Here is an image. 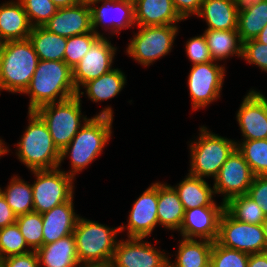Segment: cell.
<instances>
[{"label": "cell", "instance_id": "1", "mask_svg": "<svg viewBox=\"0 0 267 267\" xmlns=\"http://www.w3.org/2000/svg\"><path fill=\"white\" fill-rule=\"evenodd\" d=\"M113 110L110 106L101 110L98 115L89 118L80 128L71 142L60 152L61 162L70 156L72 169L66 172L75 179L77 173L93 162L108 144L112 135Z\"/></svg>", "mask_w": 267, "mask_h": 267}, {"label": "cell", "instance_id": "2", "mask_svg": "<svg viewBox=\"0 0 267 267\" xmlns=\"http://www.w3.org/2000/svg\"><path fill=\"white\" fill-rule=\"evenodd\" d=\"M23 94L30 96L28 111H36L44 105L76 96L72 68L64 61L39 60Z\"/></svg>", "mask_w": 267, "mask_h": 267}, {"label": "cell", "instance_id": "3", "mask_svg": "<svg viewBox=\"0 0 267 267\" xmlns=\"http://www.w3.org/2000/svg\"><path fill=\"white\" fill-rule=\"evenodd\" d=\"M29 124L17 143V153L29 170L54 169L60 165V151L54 145L46 123L35 111H28Z\"/></svg>", "mask_w": 267, "mask_h": 267}, {"label": "cell", "instance_id": "4", "mask_svg": "<svg viewBox=\"0 0 267 267\" xmlns=\"http://www.w3.org/2000/svg\"><path fill=\"white\" fill-rule=\"evenodd\" d=\"M38 62L39 57L29 39L5 42L0 55V91L23 94Z\"/></svg>", "mask_w": 267, "mask_h": 267}, {"label": "cell", "instance_id": "5", "mask_svg": "<svg viewBox=\"0 0 267 267\" xmlns=\"http://www.w3.org/2000/svg\"><path fill=\"white\" fill-rule=\"evenodd\" d=\"M199 131L198 140L189 144L191 152L189 174L202 179L209 176L215 179L222 165L236 149L237 141L218 136L205 126H201Z\"/></svg>", "mask_w": 267, "mask_h": 267}, {"label": "cell", "instance_id": "6", "mask_svg": "<svg viewBox=\"0 0 267 267\" xmlns=\"http://www.w3.org/2000/svg\"><path fill=\"white\" fill-rule=\"evenodd\" d=\"M83 94L84 92L78 91L77 95L70 99L44 105L35 111L46 123L53 143L60 152L88 121L81 112Z\"/></svg>", "mask_w": 267, "mask_h": 267}, {"label": "cell", "instance_id": "7", "mask_svg": "<svg viewBox=\"0 0 267 267\" xmlns=\"http://www.w3.org/2000/svg\"><path fill=\"white\" fill-rule=\"evenodd\" d=\"M117 233L119 227L110 228L79 216L73 232L79 262H111Z\"/></svg>", "mask_w": 267, "mask_h": 267}, {"label": "cell", "instance_id": "8", "mask_svg": "<svg viewBox=\"0 0 267 267\" xmlns=\"http://www.w3.org/2000/svg\"><path fill=\"white\" fill-rule=\"evenodd\" d=\"M31 172L36 176V181L31 184L33 211L43 214L74 196V178L60 167Z\"/></svg>", "mask_w": 267, "mask_h": 267}, {"label": "cell", "instance_id": "9", "mask_svg": "<svg viewBox=\"0 0 267 267\" xmlns=\"http://www.w3.org/2000/svg\"><path fill=\"white\" fill-rule=\"evenodd\" d=\"M177 25L142 26L134 34L126 53L143 66H149L172 50Z\"/></svg>", "mask_w": 267, "mask_h": 267}, {"label": "cell", "instance_id": "10", "mask_svg": "<svg viewBox=\"0 0 267 267\" xmlns=\"http://www.w3.org/2000/svg\"><path fill=\"white\" fill-rule=\"evenodd\" d=\"M216 241L224 247L248 254L267 252V240L262 225L236 220L225 209L219 219Z\"/></svg>", "mask_w": 267, "mask_h": 267}, {"label": "cell", "instance_id": "11", "mask_svg": "<svg viewBox=\"0 0 267 267\" xmlns=\"http://www.w3.org/2000/svg\"><path fill=\"white\" fill-rule=\"evenodd\" d=\"M225 69L216 61L192 65L187 83L194 111L220 98Z\"/></svg>", "mask_w": 267, "mask_h": 267}, {"label": "cell", "instance_id": "12", "mask_svg": "<svg viewBox=\"0 0 267 267\" xmlns=\"http://www.w3.org/2000/svg\"><path fill=\"white\" fill-rule=\"evenodd\" d=\"M253 178L254 174L248 163L236 148L222 165L219 174L214 179V193L223 194L222 202L225 204L235 196L247 194Z\"/></svg>", "mask_w": 267, "mask_h": 267}, {"label": "cell", "instance_id": "13", "mask_svg": "<svg viewBox=\"0 0 267 267\" xmlns=\"http://www.w3.org/2000/svg\"><path fill=\"white\" fill-rule=\"evenodd\" d=\"M143 238L117 241L112 267H168L169 257Z\"/></svg>", "mask_w": 267, "mask_h": 267}, {"label": "cell", "instance_id": "14", "mask_svg": "<svg viewBox=\"0 0 267 267\" xmlns=\"http://www.w3.org/2000/svg\"><path fill=\"white\" fill-rule=\"evenodd\" d=\"M117 48L113 47L106 37H100L84 55L78 64L73 68V81L76 91L81 87L101 75L112 70V63L115 58Z\"/></svg>", "mask_w": 267, "mask_h": 267}, {"label": "cell", "instance_id": "15", "mask_svg": "<svg viewBox=\"0 0 267 267\" xmlns=\"http://www.w3.org/2000/svg\"><path fill=\"white\" fill-rule=\"evenodd\" d=\"M158 182L152 183L133 203L126 226H119L120 232L127 229L128 238H143L150 236L159 224Z\"/></svg>", "mask_w": 267, "mask_h": 267}, {"label": "cell", "instance_id": "16", "mask_svg": "<svg viewBox=\"0 0 267 267\" xmlns=\"http://www.w3.org/2000/svg\"><path fill=\"white\" fill-rule=\"evenodd\" d=\"M101 2V6H96V4L90 6L92 28L95 34L103 37V34L97 30L99 25L105 31L109 29L112 36L116 33L120 34L119 31L122 29L135 26L133 0H103Z\"/></svg>", "mask_w": 267, "mask_h": 267}, {"label": "cell", "instance_id": "17", "mask_svg": "<svg viewBox=\"0 0 267 267\" xmlns=\"http://www.w3.org/2000/svg\"><path fill=\"white\" fill-rule=\"evenodd\" d=\"M224 206H202L185 210L183 222L179 229L185 239H207L216 241L219 219Z\"/></svg>", "mask_w": 267, "mask_h": 267}, {"label": "cell", "instance_id": "18", "mask_svg": "<svg viewBox=\"0 0 267 267\" xmlns=\"http://www.w3.org/2000/svg\"><path fill=\"white\" fill-rule=\"evenodd\" d=\"M240 105L236 118L243 140L267 139V113L263 100L251 89Z\"/></svg>", "mask_w": 267, "mask_h": 267}, {"label": "cell", "instance_id": "19", "mask_svg": "<svg viewBox=\"0 0 267 267\" xmlns=\"http://www.w3.org/2000/svg\"><path fill=\"white\" fill-rule=\"evenodd\" d=\"M44 27L65 38L91 32L93 28L90 6L78 3L71 7L58 8Z\"/></svg>", "mask_w": 267, "mask_h": 267}, {"label": "cell", "instance_id": "20", "mask_svg": "<svg viewBox=\"0 0 267 267\" xmlns=\"http://www.w3.org/2000/svg\"><path fill=\"white\" fill-rule=\"evenodd\" d=\"M73 198L42 214L43 245L73 234L79 218L74 212Z\"/></svg>", "mask_w": 267, "mask_h": 267}, {"label": "cell", "instance_id": "21", "mask_svg": "<svg viewBox=\"0 0 267 267\" xmlns=\"http://www.w3.org/2000/svg\"><path fill=\"white\" fill-rule=\"evenodd\" d=\"M134 19L138 27L176 25L183 19L172 0H133Z\"/></svg>", "mask_w": 267, "mask_h": 267}, {"label": "cell", "instance_id": "22", "mask_svg": "<svg viewBox=\"0 0 267 267\" xmlns=\"http://www.w3.org/2000/svg\"><path fill=\"white\" fill-rule=\"evenodd\" d=\"M32 26L19 0L0 5V36L7 41L29 38Z\"/></svg>", "mask_w": 267, "mask_h": 267}, {"label": "cell", "instance_id": "23", "mask_svg": "<svg viewBox=\"0 0 267 267\" xmlns=\"http://www.w3.org/2000/svg\"><path fill=\"white\" fill-rule=\"evenodd\" d=\"M36 253L40 267H77L79 263L74 234L43 245Z\"/></svg>", "mask_w": 267, "mask_h": 267}, {"label": "cell", "instance_id": "24", "mask_svg": "<svg viewBox=\"0 0 267 267\" xmlns=\"http://www.w3.org/2000/svg\"><path fill=\"white\" fill-rule=\"evenodd\" d=\"M196 16L206 21L205 30H237L238 27V12L231 0H203Z\"/></svg>", "mask_w": 267, "mask_h": 267}, {"label": "cell", "instance_id": "25", "mask_svg": "<svg viewBox=\"0 0 267 267\" xmlns=\"http://www.w3.org/2000/svg\"><path fill=\"white\" fill-rule=\"evenodd\" d=\"M173 188L177 192L185 210L202 206H224L223 202L220 205L214 202V188H211L205 179L189 173L186 178Z\"/></svg>", "mask_w": 267, "mask_h": 267}, {"label": "cell", "instance_id": "26", "mask_svg": "<svg viewBox=\"0 0 267 267\" xmlns=\"http://www.w3.org/2000/svg\"><path fill=\"white\" fill-rule=\"evenodd\" d=\"M185 214L184 206L173 186L158 182L159 225L169 230L179 231Z\"/></svg>", "mask_w": 267, "mask_h": 267}, {"label": "cell", "instance_id": "27", "mask_svg": "<svg viewBox=\"0 0 267 267\" xmlns=\"http://www.w3.org/2000/svg\"><path fill=\"white\" fill-rule=\"evenodd\" d=\"M39 60L64 61L67 38L50 32L44 26L32 27L28 38Z\"/></svg>", "mask_w": 267, "mask_h": 267}, {"label": "cell", "instance_id": "28", "mask_svg": "<svg viewBox=\"0 0 267 267\" xmlns=\"http://www.w3.org/2000/svg\"><path fill=\"white\" fill-rule=\"evenodd\" d=\"M203 35L213 61H221L229 56L242 57L243 43L237 30H205Z\"/></svg>", "mask_w": 267, "mask_h": 267}, {"label": "cell", "instance_id": "29", "mask_svg": "<svg viewBox=\"0 0 267 267\" xmlns=\"http://www.w3.org/2000/svg\"><path fill=\"white\" fill-rule=\"evenodd\" d=\"M179 241L176 260L173 263L169 259L168 267H201L210 260L213 241L185 238Z\"/></svg>", "mask_w": 267, "mask_h": 267}, {"label": "cell", "instance_id": "30", "mask_svg": "<svg viewBox=\"0 0 267 267\" xmlns=\"http://www.w3.org/2000/svg\"><path fill=\"white\" fill-rule=\"evenodd\" d=\"M125 74L118 68L101 75L97 79L85 83L82 87L93 102H103L117 96L126 82Z\"/></svg>", "mask_w": 267, "mask_h": 267}, {"label": "cell", "instance_id": "31", "mask_svg": "<svg viewBox=\"0 0 267 267\" xmlns=\"http://www.w3.org/2000/svg\"><path fill=\"white\" fill-rule=\"evenodd\" d=\"M9 185L4 190L0 187V193L6 199L16 216L33 211L32 185L25 182L20 176L11 177Z\"/></svg>", "mask_w": 267, "mask_h": 267}, {"label": "cell", "instance_id": "32", "mask_svg": "<svg viewBox=\"0 0 267 267\" xmlns=\"http://www.w3.org/2000/svg\"><path fill=\"white\" fill-rule=\"evenodd\" d=\"M267 25V0L238 13L237 31L242 43L255 39Z\"/></svg>", "mask_w": 267, "mask_h": 267}, {"label": "cell", "instance_id": "33", "mask_svg": "<svg viewBox=\"0 0 267 267\" xmlns=\"http://www.w3.org/2000/svg\"><path fill=\"white\" fill-rule=\"evenodd\" d=\"M224 209L236 220L262 225L267 218L255 201L247 194L235 196L224 204Z\"/></svg>", "mask_w": 267, "mask_h": 267}, {"label": "cell", "instance_id": "34", "mask_svg": "<svg viewBox=\"0 0 267 267\" xmlns=\"http://www.w3.org/2000/svg\"><path fill=\"white\" fill-rule=\"evenodd\" d=\"M236 148L248 163L254 176H267V139L236 142Z\"/></svg>", "mask_w": 267, "mask_h": 267}, {"label": "cell", "instance_id": "35", "mask_svg": "<svg viewBox=\"0 0 267 267\" xmlns=\"http://www.w3.org/2000/svg\"><path fill=\"white\" fill-rule=\"evenodd\" d=\"M16 223L24 236L28 248L36 251L43 246V219L42 214L32 211L17 216Z\"/></svg>", "mask_w": 267, "mask_h": 267}, {"label": "cell", "instance_id": "36", "mask_svg": "<svg viewBox=\"0 0 267 267\" xmlns=\"http://www.w3.org/2000/svg\"><path fill=\"white\" fill-rule=\"evenodd\" d=\"M17 223L0 228V260L31 252Z\"/></svg>", "mask_w": 267, "mask_h": 267}, {"label": "cell", "instance_id": "37", "mask_svg": "<svg viewBox=\"0 0 267 267\" xmlns=\"http://www.w3.org/2000/svg\"><path fill=\"white\" fill-rule=\"evenodd\" d=\"M101 36L93 31L67 38L64 62L73 68Z\"/></svg>", "mask_w": 267, "mask_h": 267}, {"label": "cell", "instance_id": "38", "mask_svg": "<svg viewBox=\"0 0 267 267\" xmlns=\"http://www.w3.org/2000/svg\"><path fill=\"white\" fill-rule=\"evenodd\" d=\"M249 254L236 249H230L213 242L210 260L213 267H247Z\"/></svg>", "mask_w": 267, "mask_h": 267}, {"label": "cell", "instance_id": "39", "mask_svg": "<svg viewBox=\"0 0 267 267\" xmlns=\"http://www.w3.org/2000/svg\"><path fill=\"white\" fill-rule=\"evenodd\" d=\"M32 27L45 26L54 16L57 7L51 0H19Z\"/></svg>", "mask_w": 267, "mask_h": 267}, {"label": "cell", "instance_id": "40", "mask_svg": "<svg viewBox=\"0 0 267 267\" xmlns=\"http://www.w3.org/2000/svg\"><path fill=\"white\" fill-rule=\"evenodd\" d=\"M249 64H255L261 71L267 72V44L258 42L256 39L243 43L242 59Z\"/></svg>", "mask_w": 267, "mask_h": 267}, {"label": "cell", "instance_id": "41", "mask_svg": "<svg viewBox=\"0 0 267 267\" xmlns=\"http://www.w3.org/2000/svg\"><path fill=\"white\" fill-rule=\"evenodd\" d=\"M185 49L192 65L213 61L204 35L190 38L186 42Z\"/></svg>", "mask_w": 267, "mask_h": 267}, {"label": "cell", "instance_id": "42", "mask_svg": "<svg viewBox=\"0 0 267 267\" xmlns=\"http://www.w3.org/2000/svg\"><path fill=\"white\" fill-rule=\"evenodd\" d=\"M247 195L261 207L267 217V176H254Z\"/></svg>", "mask_w": 267, "mask_h": 267}, {"label": "cell", "instance_id": "43", "mask_svg": "<svg viewBox=\"0 0 267 267\" xmlns=\"http://www.w3.org/2000/svg\"><path fill=\"white\" fill-rule=\"evenodd\" d=\"M4 267H40L36 251L12 255L0 260Z\"/></svg>", "mask_w": 267, "mask_h": 267}, {"label": "cell", "instance_id": "44", "mask_svg": "<svg viewBox=\"0 0 267 267\" xmlns=\"http://www.w3.org/2000/svg\"><path fill=\"white\" fill-rule=\"evenodd\" d=\"M179 16L184 20L200 11L203 0H172Z\"/></svg>", "mask_w": 267, "mask_h": 267}, {"label": "cell", "instance_id": "45", "mask_svg": "<svg viewBox=\"0 0 267 267\" xmlns=\"http://www.w3.org/2000/svg\"><path fill=\"white\" fill-rule=\"evenodd\" d=\"M17 216L14 214L6 199L0 193V228L16 223Z\"/></svg>", "mask_w": 267, "mask_h": 267}, {"label": "cell", "instance_id": "46", "mask_svg": "<svg viewBox=\"0 0 267 267\" xmlns=\"http://www.w3.org/2000/svg\"><path fill=\"white\" fill-rule=\"evenodd\" d=\"M247 267H267V252L249 254Z\"/></svg>", "mask_w": 267, "mask_h": 267}, {"label": "cell", "instance_id": "47", "mask_svg": "<svg viewBox=\"0 0 267 267\" xmlns=\"http://www.w3.org/2000/svg\"><path fill=\"white\" fill-rule=\"evenodd\" d=\"M264 0H235V7L237 9V12H244L246 10H249L253 6H257L259 3H261Z\"/></svg>", "mask_w": 267, "mask_h": 267}, {"label": "cell", "instance_id": "48", "mask_svg": "<svg viewBox=\"0 0 267 267\" xmlns=\"http://www.w3.org/2000/svg\"><path fill=\"white\" fill-rule=\"evenodd\" d=\"M51 2L58 8L71 7L78 4V0H51Z\"/></svg>", "mask_w": 267, "mask_h": 267}, {"label": "cell", "instance_id": "49", "mask_svg": "<svg viewBox=\"0 0 267 267\" xmlns=\"http://www.w3.org/2000/svg\"><path fill=\"white\" fill-rule=\"evenodd\" d=\"M77 267H112L111 262H79Z\"/></svg>", "mask_w": 267, "mask_h": 267}, {"label": "cell", "instance_id": "50", "mask_svg": "<svg viewBox=\"0 0 267 267\" xmlns=\"http://www.w3.org/2000/svg\"><path fill=\"white\" fill-rule=\"evenodd\" d=\"M258 42L267 44V25L262 29V31L255 38Z\"/></svg>", "mask_w": 267, "mask_h": 267}, {"label": "cell", "instance_id": "51", "mask_svg": "<svg viewBox=\"0 0 267 267\" xmlns=\"http://www.w3.org/2000/svg\"><path fill=\"white\" fill-rule=\"evenodd\" d=\"M103 0H78L80 4L91 6L92 4H98Z\"/></svg>", "mask_w": 267, "mask_h": 267}, {"label": "cell", "instance_id": "52", "mask_svg": "<svg viewBox=\"0 0 267 267\" xmlns=\"http://www.w3.org/2000/svg\"><path fill=\"white\" fill-rule=\"evenodd\" d=\"M4 145H5V143L3 142V139L1 140V138H0V157L9 152L8 147H6Z\"/></svg>", "mask_w": 267, "mask_h": 267}, {"label": "cell", "instance_id": "53", "mask_svg": "<svg viewBox=\"0 0 267 267\" xmlns=\"http://www.w3.org/2000/svg\"><path fill=\"white\" fill-rule=\"evenodd\" d=\"M252 90L263 100L265 108H266V113H267V98L261 92H258L254 89Z\"/></svg>", "mask_w": 267, "mask_h": 267}, {"label": "cell", "instance_id": "54", "mask_svg": "<svg viewBox=\"0 0 267 267\" xmlns=\"http://www.w3.org/2000/svg\"><path fill=\"white\" fill-rule=\"evenodd\" d=\"M262 227H263V232L265 234V238L267 240V218L264 220V222L262 223Z\"/></svg>", "mask_w": 267, "mask_h": 267}, {"label": "cell", "instance_id": "55", "mask_svg": "<svg viewBox=\"0 0 267 267\" xmlns=\"http://www.w3.org/2000/svg\"><path fill=\"white\" fill-rule=\"evenodd\" d=\"M5 41L2 39V37L0 36V55L2 53L3 47H4Z\"/></svg>", "mask_w": 267, "mask_h": 267}, {"label": "cell", "instance_id": "56", "mask_svg": "<svg viewBox=\"0 0 267 267\" xmlns=\"http://www.w3.org/2000/svg\"><path fill=\"white\" fill-rule=\"evenodd\" d=\"M201 267H213V264H212L211 260H209L206 264H204Z\"/></svg>", "mask_w": 267, "mask_h": 267}]
</instances>
